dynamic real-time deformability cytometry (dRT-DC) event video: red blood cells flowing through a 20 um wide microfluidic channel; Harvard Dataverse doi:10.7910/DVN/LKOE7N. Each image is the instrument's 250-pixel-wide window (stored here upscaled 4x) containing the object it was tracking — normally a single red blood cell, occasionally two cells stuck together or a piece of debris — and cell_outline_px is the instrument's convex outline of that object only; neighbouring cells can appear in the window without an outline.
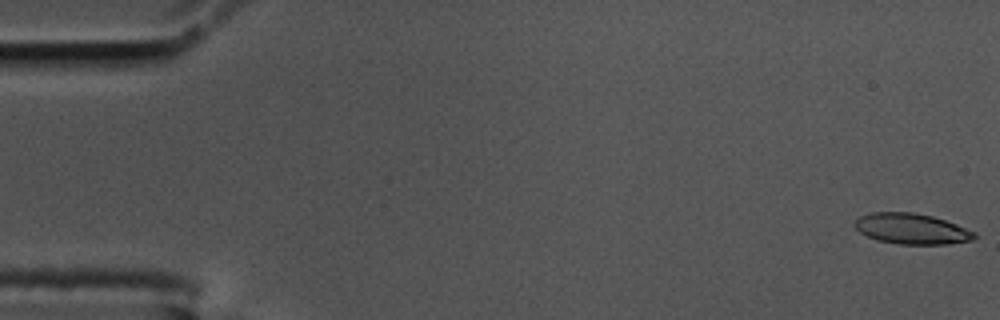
{"species": "common noctule bat (a hibernating species)", "species_latin": "Nyctalus noctula", "temperature_condition": "cold", "stored_images_in_passage": 58, "camera_frame_rate_fps": 3000, "um_per_image_px": 0.085, "animal": {"sex": "male", "body_mass_g": 17.5, "forearm_length_mm": 52.3}, "frame": {"image": 1, "passage_image": 1, "time_ms": 0.0, "image_size_px": [1000, 320], "cell_outline_px": [[976, 236], [972, 240], [948, 244], [900, 244], [876, 240], [860, 232], [852, 224], [860, 216], [872, 212], [912, 212], [932, 216], [956, 224], [976, 232]], "centroid_in_image_um": [77.48, 19.44], "position_along_channel_um": 7.5, "area_um2": 21.33}}
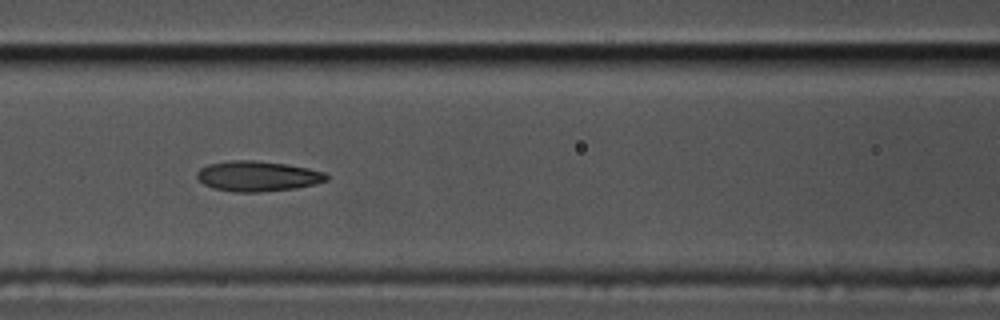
{"frame": {"image": 2, "passage_image": 25, "time_ms": 8.0, "image_size_px": [1000, 320], "cell_outline_px": [[328, 180], [296, 188], [260, 192], [232, 192], [212, 188], [204, 184], [196, 176], [196, 172], [200, 168], [208, 164], [232, 160], [252, 160], [288, 164], [308, 168], [324, 172], [328, 176]], "centroid_in_image_um": [21.87, 14.97], "position_along_channel_um": 144.7, "area_um2": 22.89}}
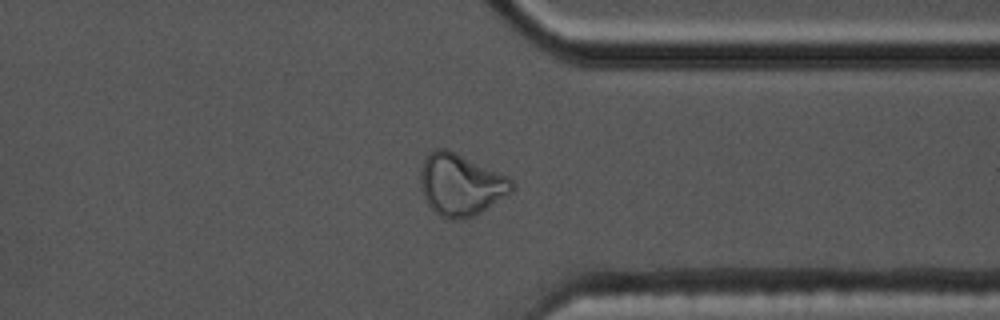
{"frame": {"image": 3, "passage_image": 45, "time_ms": 14.667, "image_size_px": [1000, 320], "cell_outline_px": [[512, 192], [480, 212], [472, 216], [456, 220], [452, 220], [440, 216], [428, 204], [420, 188], [420, 168], [428, 152], [436, 148], [448, 148], [508, 176], [512, 180]], "centroid_in_image_um": [39.13, 15.67], "position_along_channel_um": 372.3, "area_um2": 32.95}, "authors_computed_cell_mechanics": {"area_um2": 22.5998, "velocity_mm_per_s": 3.4546, "shape_relaxation_time_tau1_ms": null, "shape_relaxation_time_tau2_ms": 3.5472, "deformation_change_tau1": null, "deformation_change_tau2": 0.1022}}